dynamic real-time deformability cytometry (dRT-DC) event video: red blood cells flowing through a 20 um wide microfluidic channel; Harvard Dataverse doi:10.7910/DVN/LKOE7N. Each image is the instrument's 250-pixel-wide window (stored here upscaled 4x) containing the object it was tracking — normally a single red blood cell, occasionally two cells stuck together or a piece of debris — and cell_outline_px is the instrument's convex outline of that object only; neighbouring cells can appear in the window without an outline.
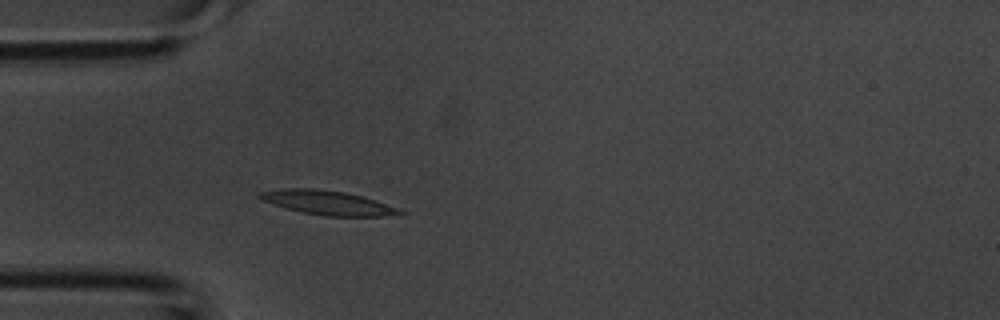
{"species": "common noctule bat (a hibernating species)", "species_latin": "Nyctalus noctula", "temperature_condition": "room temperature", "stored_images_in_passage": 40, "camera_frame_rate_fps": 3000, "um_per_image_px": 0.085, "animal": {"sex": "male", "body_mass_g": 20.1, "forearm_length_mm": 53.5}, "frame": {"image": 1, "passage_image": 9, "time_ms": 2.667, "image_size_px": [1000, 320], "cell_outline_px": [[408, 212], [384, 216], [324, 216], [304, 212], [272, 204], [256, 196], [260, 192], [284, 188], [312, 188], [344, 192], [376, 200], [400, 208]], "centroid_in_image_um": [27.89, 17.23], "position_along_channel_um": 57.1, "area_um2": 19.54}}
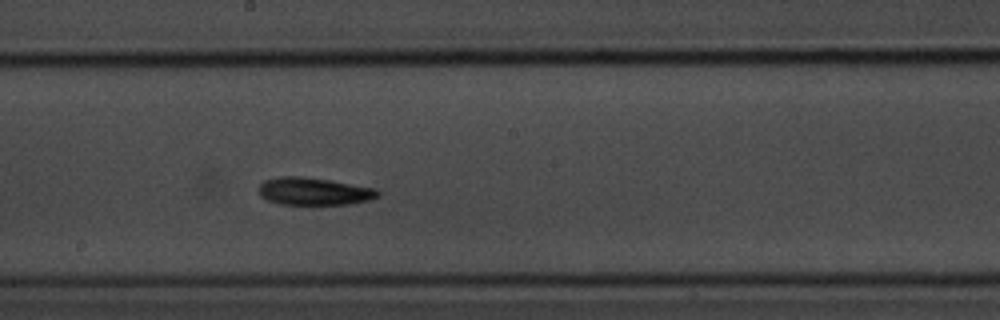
{"frame": {"image": 2, "passage_image": 20, "time_ms": 6.333, "image_size_px": [1000, 320], "cell_outline_px": [[380, 196], [368, 200], [352, 204], [280, 204], [268, 200], [260, 196], [260, 184], [264, 180], [280, 176], [300, 176], [328, 180], [376, 188], [380, 192]], "centroid_in_image_um": [26.7, 16.26], "position_along_channel_um": 221.5, "area_um2": 19.02}}
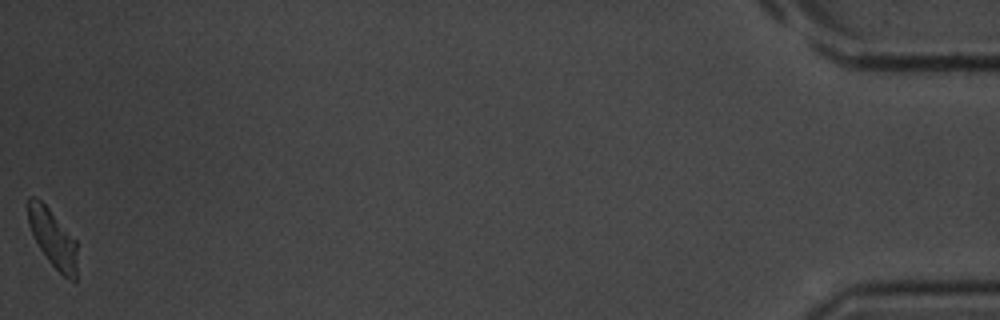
{"frame": {"image": 3, "passage_image": 40, "time_ms": 13.0, "image_size_px": [1000, 320], "cell_outline_px": [[76, 280], [72, 280], [64, 276], [48, 260], [40, 248], [28, 224], [28, 196], [36, 196], [48, 208], [76, 240]], "centroid_in_image_um": [4.48, 20.22], "position_along_channel_um": 430.7, "area_um2": 16.13}}